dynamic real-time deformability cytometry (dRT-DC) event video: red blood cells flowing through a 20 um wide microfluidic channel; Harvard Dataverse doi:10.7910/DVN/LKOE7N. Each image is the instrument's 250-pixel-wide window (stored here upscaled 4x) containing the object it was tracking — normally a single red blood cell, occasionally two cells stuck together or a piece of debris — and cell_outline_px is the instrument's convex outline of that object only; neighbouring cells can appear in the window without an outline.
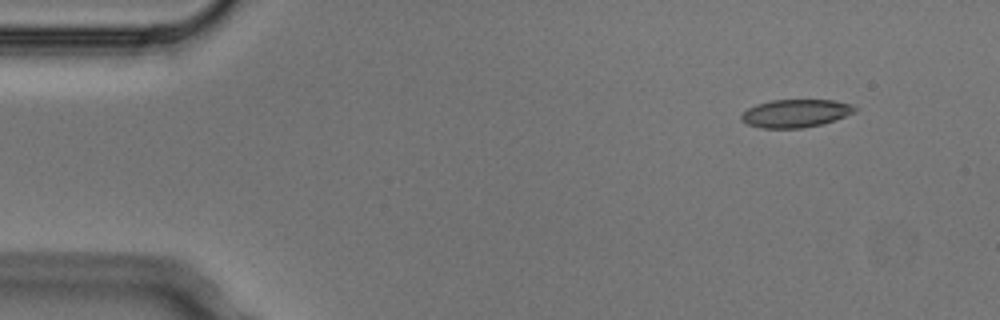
{"species": "Egyptian fruit bat (a non-hibernating species)", "species_latin": "Rousettus aegyptiacus", "temperature_condition": "cold", "stored_images_in_passage": 7, "camera_frame_rate_fps": 3000, "um_per_image_px": 0.085, "animal": {"sex": "male"}, "frame": {"image": 1, "passage_image": 1, "time_ms": 0.0, "image_size_px": [1000, 320], "cell_outline_px": [[860, 108], [856, 112], [820, 124], [804, 128], [760, 128], [748, 124], [740, 120], [740, 116], [748, 108], [756, 104], [772, 100], [836, 100], [852, 104]], "centroid_in_image_um": [67.64, 9.62], "position_along_channel_um": 17.4, "area_um2": 18.55}}
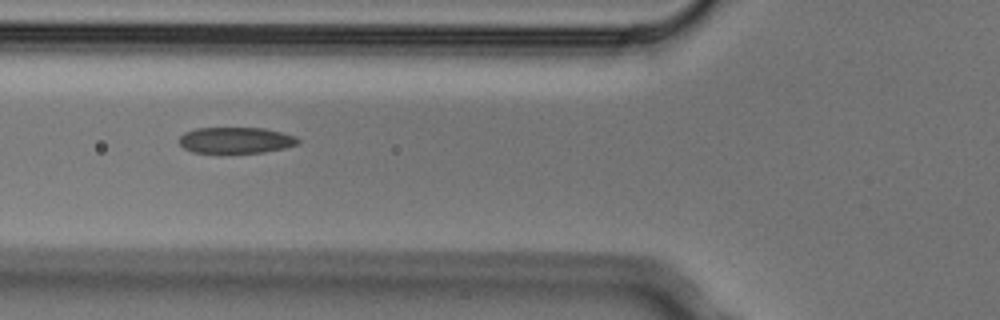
{"frame": {"image": 2, "passage_image": 5, "time_ms": 1.333, "image_size_px": [1000, 320], "cell_outline_px": [[300, 144], [284, 148], [264, 152], [220, 156], [192, 152], [184, 148], [176, 140], [184, 132], [196, 128], [264, 128], [296, 136], [300, 140]], "centroid_in_image_um": [19.99, 11.97], "position_along_channel_um": 105.8, "area_um2": 19.13}}
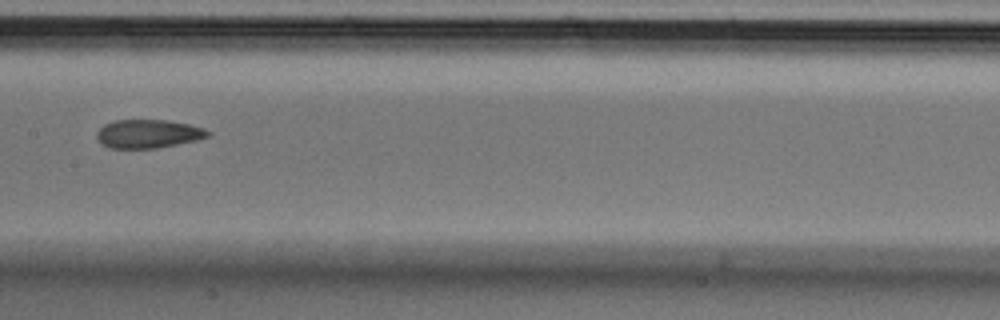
{"frame": {"image": 3, "passage_image": 7, "time_ms": 2.0, "image_size_px": [1000, 320], "cell_outline_px": [[212, 136], [196, 140], [156, 148], [108, 148], [96, 136], [96, 132], [104, 124], [112, 120], [168, 120], [188, 124], [204, 128], [212, 132]], "centroid_in_image_um": [12.62, 11.36], "position_along_channel_um": 194.8, "area_um2": 18.5}}